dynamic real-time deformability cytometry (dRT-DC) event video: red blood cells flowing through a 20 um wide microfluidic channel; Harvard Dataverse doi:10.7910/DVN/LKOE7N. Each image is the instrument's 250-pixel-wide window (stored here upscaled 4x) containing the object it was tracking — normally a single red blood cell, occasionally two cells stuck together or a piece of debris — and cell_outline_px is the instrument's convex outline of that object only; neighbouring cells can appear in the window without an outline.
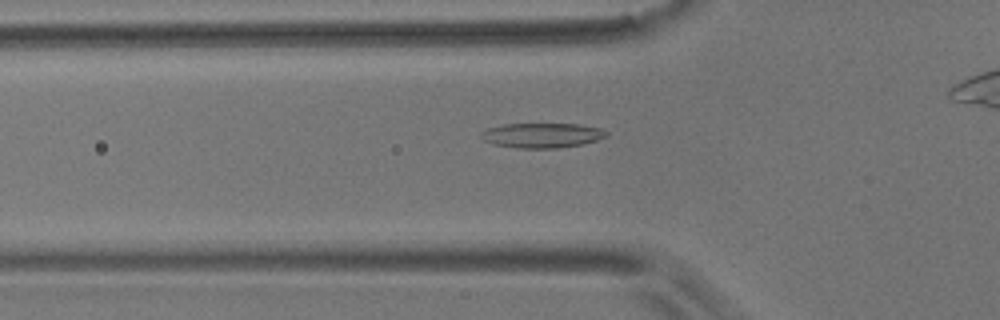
{"species": "common noctule bat (a hibernating species)", "species_latin": "Nyctalus noctula", "temperature_condition": "room temperature", "stored_images_in_passage": 27, "camera_frame_rate_fps": 3000, "um_per_image_px": 0.085, "animal": {"sex": "male", "body_mass_g": 17.9}, "frame": {"image": 1, "passage_image": 17, "time_ms": 5.333, "image_size_px": [1000, 320], "cell_outline_px": [[608, 136], [584, 144], [556, 148], [516, 148], [492, 144], [484, 140], [480, 136], [488, 128], [504, 124], [580, 124], [600, 128], [608, 132]], "centroid_in_image_um": [46.1, 11.51], "position_along_channel_um": 79.7, "area_um2": 18.09}}
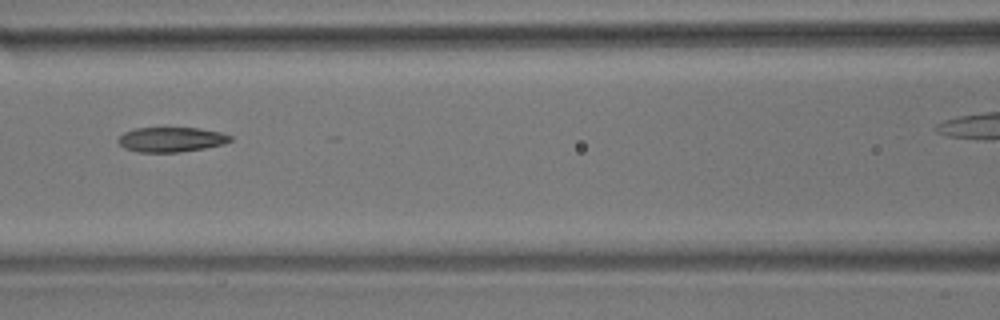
{"frame": {"image": 2, "passage_image": 23, "time_ms": 7.333, "image_size_px": [1000, 320], "cell_outline_px": [[232, 140], [224, 144], [204, 148], [176, 152], [136, 152], [124, 148], [116, 140], [124, 132], [136, 128], [200, 128], [220, 132], [232, 136]], "centroid_in_image_um": [14.54, 11.86], "position_along_channel_um": 152.1, "area_um2": 16.18}}
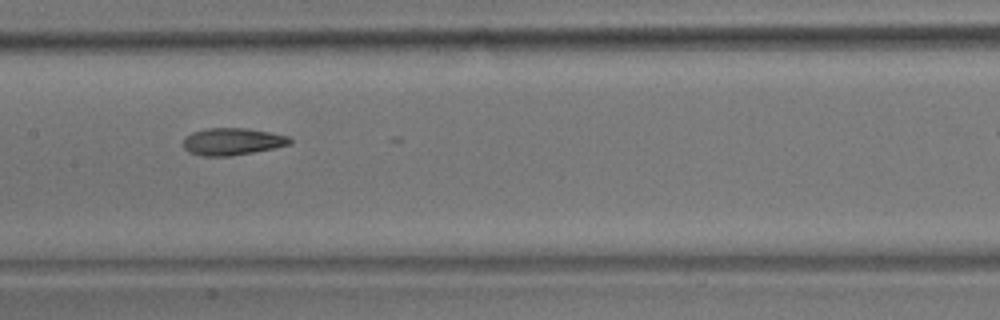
{"frame": {"image": 3, "passage_image": 26, "time_ms": 8.333, "image_size_px": [1000, 320], "cell_outline_px": [[292, 144], [276, 148], [228, 156], [204, 156], [188, 152], [184, 148], [184, 136], [192, 132], [208, 128], [248, 128], [288, 136], [292, 140]], "centroid_in_image_um": [19.75, 12.03], "position_along_channel_um": 187.7, "area_um2": 16.88}}